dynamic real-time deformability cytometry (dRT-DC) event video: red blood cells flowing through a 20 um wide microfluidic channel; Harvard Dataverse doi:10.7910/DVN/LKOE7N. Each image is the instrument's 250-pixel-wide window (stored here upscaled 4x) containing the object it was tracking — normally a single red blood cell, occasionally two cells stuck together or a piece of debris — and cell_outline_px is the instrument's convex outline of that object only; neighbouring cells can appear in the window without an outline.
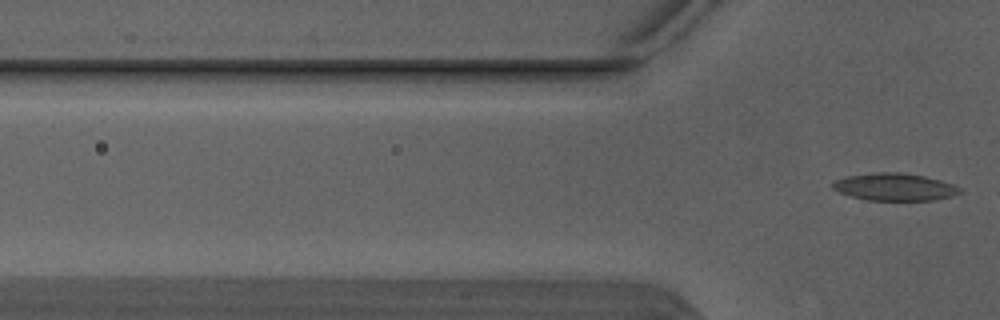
{"species": "Egyptian fruit bat (a non-hibernating species)", "species_latin": "Rousettus aegyptiacus", "temperature_condition": "warm", "stored_images_in_passage": 6, "segment_of_instrument_passage": [2, 2], "camera_frame_rate_fps": 3000, "um_per_image_px": 0.085, "animal": {"sex": "male"}, "frame": {"image": 1, "passage_image": 6, "time_ms": 1.667, "image_size_px": [1000, 320], "cell_outline_px": [[964, 192], [952, 196], [932, 200], [868, 200], [852, 196], [840, 192], [832, 188], [832, 184], [836, 180], [848, 176], [872, 172], [900, 172], [924, 176], [940, 180], [952, 184], [960, 188]], "centroid_in_image_um": [76.07, 15.88], "position_along_channel_um": 49.7, "area_um2": 20.17}}